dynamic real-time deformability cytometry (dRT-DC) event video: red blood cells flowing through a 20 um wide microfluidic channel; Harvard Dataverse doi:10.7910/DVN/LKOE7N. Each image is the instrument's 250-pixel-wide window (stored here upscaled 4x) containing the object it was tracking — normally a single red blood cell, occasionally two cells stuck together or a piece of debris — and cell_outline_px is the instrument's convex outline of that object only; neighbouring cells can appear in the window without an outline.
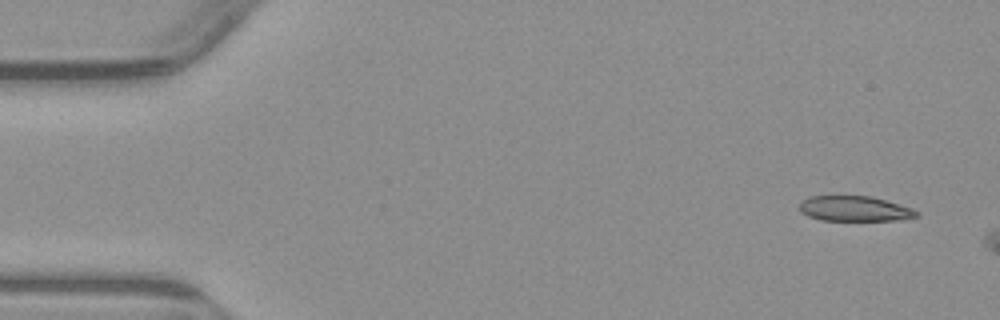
{"species": "common noctule bat (a hibernating species)", "species_latin": "Nyctalus noctula", "temperature_condition": "warm", "stored_images_in_passage": 2, "camera_frame_rate_fps": 3000, "um_per_image_px": 0.085, "animal": {"sex": "male", "body_mass_g": 23.1, "forearm_length_mm": 52.7}, "frame": {"image": 1, "passage_image": 1, "time_ms": 0.0, "image_size_px": [1000, 320], "cell_outline_px": [[920, 216], [896, 220], [820, 220], [808, 216], [800, 212], [800, 200], [808, 196], [872, 196], [912, 208], [920, 212]], "centroid_in_image_um": [72.63, 17.73], "position_along_channel_um": 12.4, "area_um2": 17.28}}